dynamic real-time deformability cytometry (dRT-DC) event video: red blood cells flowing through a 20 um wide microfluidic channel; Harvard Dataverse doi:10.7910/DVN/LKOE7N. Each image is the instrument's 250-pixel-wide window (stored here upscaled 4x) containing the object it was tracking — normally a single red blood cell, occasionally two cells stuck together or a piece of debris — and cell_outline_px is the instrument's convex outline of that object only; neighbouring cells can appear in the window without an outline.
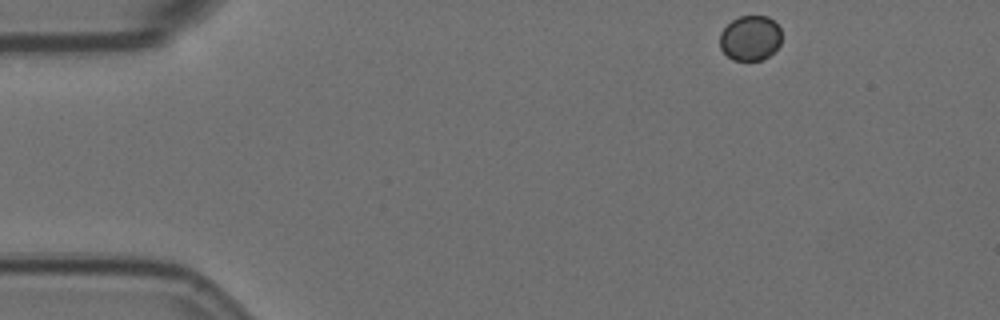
{"species": "Egyptian fruit bat (a non-hibernating species)", "species_latin": "Rousettus aegyptiacus", "temperature_condition": "room temperature", "stored_images_in_passage": 6, "camera_frame_rate_fps": 3000, "um_per_image_px": 0.085, "animal": {"sex": "female"}, "frame": {"image": 1, "passage_image": 1, "time_ms": 0.0, "image_size_px": [1000, 320], "cell_outline_px": [[780, 44], [768, 56], [760, 60], [732, 60], [720, 48], [720, 32], [732, 20], [740, 16], [768, 16], [780, 28]], "centroid_in_image_um": [63.75, 3.23], "position_along_channel_um": 21.2, "area_um2": 16.07}}
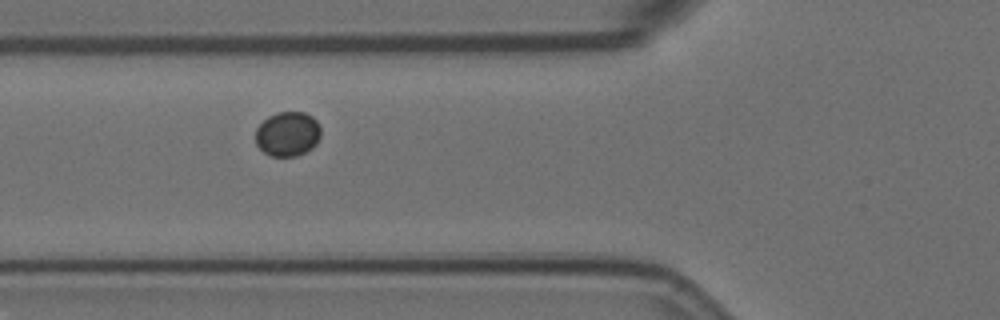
{"frame": {"image": 2, "passage_image": 5, "time_ms": 1.333, "image_size_px": [1000, 320], "cell_outline_px": [[320, 136], [316, 144], [312, 148], [296, 156], [272, 156], [264, 152], [256, 144], [256, 128], [268, 116], [276, 112], [304, 112], [312, 116], [316, 120], [320, 128]], "centroid_in_image_um": [24.45, 11.37], "position_along_channel_um": 101.4, "area_um2": 16.94}}
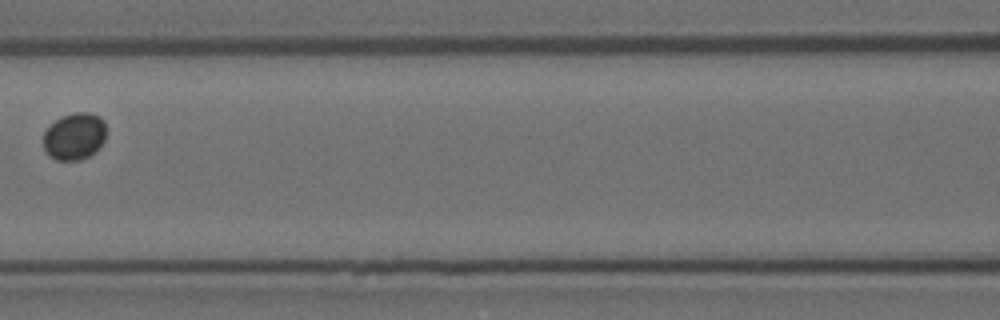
{"frame": {"image": 3, "passage_image": 6, "time_ms": 1.667, "image_size_px": [1000, 320], "cell_outline_px": [[104, 140], [88, 156], [80, 160], [56, 160], [44, 148], [44, 132], [48, 124], [60, 116], [72, 112], [88, 112], [100, 116], [104, 120]], "centroid_in_image_um": [6.29, 11.54], "position_along_channel_um": 160.3, "area_um2": 17.11}}